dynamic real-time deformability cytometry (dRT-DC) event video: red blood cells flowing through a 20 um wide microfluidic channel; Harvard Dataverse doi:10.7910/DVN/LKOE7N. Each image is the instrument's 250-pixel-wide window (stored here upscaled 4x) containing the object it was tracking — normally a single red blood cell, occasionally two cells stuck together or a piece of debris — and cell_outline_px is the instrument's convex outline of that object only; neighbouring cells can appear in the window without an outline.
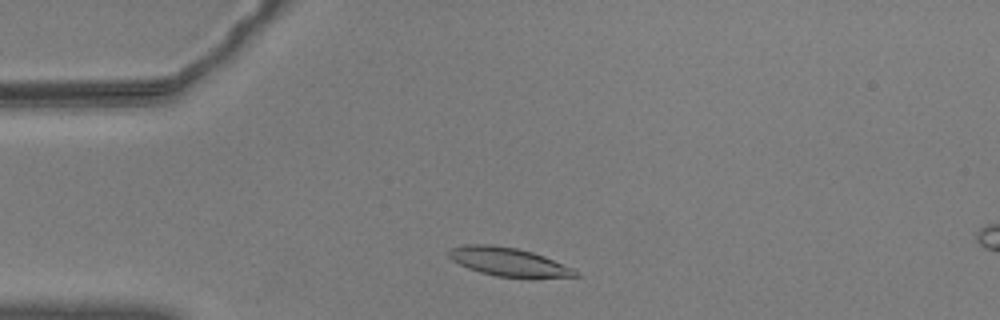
{"species": "common noctule bat (a hibernating species)", "species_latin": "Nyctalus noctula", "temperature_condition": "warm", "stored_images_in_passage": 47, "camera_frame_rate_fps": 3000, "um_per_image_px": 0.085, "animal": {"sex": "male", "body_mass_g": 20.5, "forearm_length_mm": 52.5}, "frame": {"image": 1, "passage_image": 4, "time_ms": 1.0, "image_size_px": [1000, 320], "cell_outline_px": [[580, 276], [532, 280], [496, 276], [480, 272], [468, 268], [452, 260], [448, 256], [448, 248], [464, 244], [492, 244], [516, 248], [532, 252], [544, 256], [576, 268], [580, 272]], "centroid_in_image_um": [43.32, 22.3], "position_along_channel_um": 41.7, "area_um2": 22.02}}
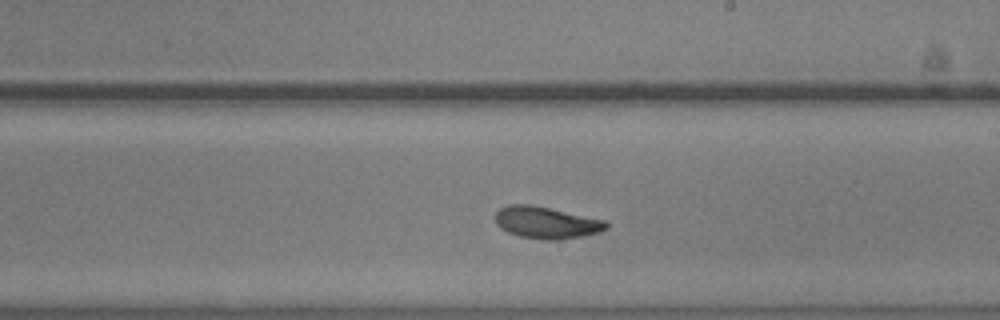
{"frame": {"image": 2, "passage_image": 23, "time_ms": 7.333, "image_size_px": [1000, 320], "cell_outline_px": [[608, 228], [600, 232], [584, 236], [556, 240], [544, 240], [520, 236], [508, 232], [500, 228], [496, 224], [496, 212], [500, 208], [508, 204], [532, 204], [604, 220], [608, 224]], "centroid_in_image_um": [46.43, 18.92], "position_along_channel_um": 242.6, "area_um2": 20.63}}
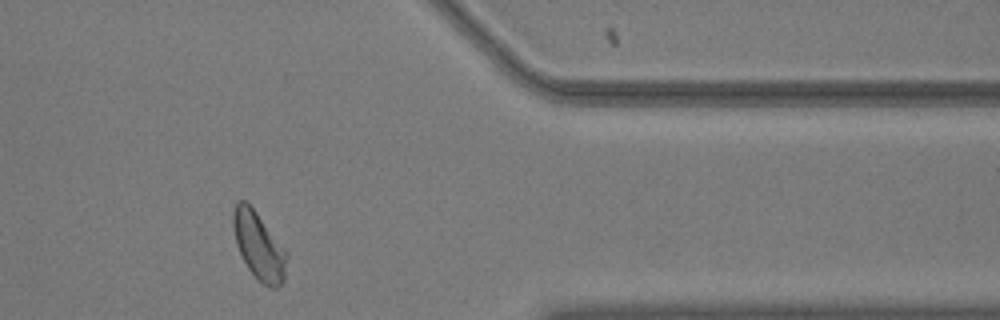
{"frame": {"image": 3, "passage_image": 37, "time_ms": 12.0, "image_size_px": [1000, 320], "cell_outline_px": [[288, 256], [284, 280], [276, 288], [272, 288], [264, 284], [248, 268], [236, 244], [232, 224], [232, 216], [236, 204], [240, 200], [244, 200], [256, 212], [288, 252]], "centroid_in_image_um": [22.02, 20.9], "position_along_channel_um": 389.4, "area_um2": 20.69}, "authors_computed_cell_mechanics": {"area_um2": 20.7502, "velocity_mm_per_s": 3.5626, "shape_relaxation_time_tau1_ms": 5.5321, "shape_relaxation_time_tau2_ms": 2.6066, "deformation_change_tau1": 0.1317, "deformation_change_tau2": 0.0777}}